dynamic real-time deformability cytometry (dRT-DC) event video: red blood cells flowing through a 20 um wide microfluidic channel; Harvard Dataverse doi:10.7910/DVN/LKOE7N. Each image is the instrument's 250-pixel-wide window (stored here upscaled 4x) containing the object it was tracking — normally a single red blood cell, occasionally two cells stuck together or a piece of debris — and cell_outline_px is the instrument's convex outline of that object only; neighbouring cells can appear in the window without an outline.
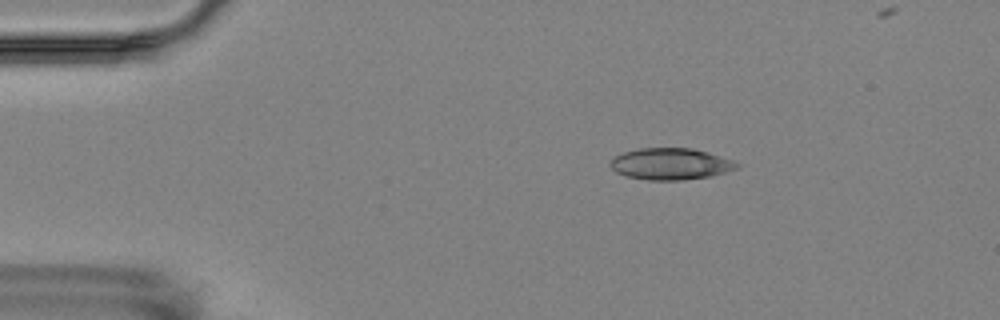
{"species": "Egyptian fruit bat (a non-hibernating species)", "species_latin": "Rousettus aegyptiacus", "temperature_condition": "room temperature", "stored_images_in_passage": 4, "camera_frame_rate_fps": 3000, "um_per_image_px": 0.085, "animal": {"sex": "female"}, "frame": {"image": 1, "passage_image": 1, "time_ms": 0.0, "image_size_px": [1000, 320], "cell_outline_px": [[740, 168], [712, 176], [684, 180], [648, 180], [628, 176], [616, 172], [608, 164], [616, 156], [624, 152], [640, 148], [692, 148], [708, 152], [732, 160], [740, 164]], "centroid_in_image_um": [57.04, 13.94], "position_along_channel_um": 28.0, "area_um2": 23.29}}